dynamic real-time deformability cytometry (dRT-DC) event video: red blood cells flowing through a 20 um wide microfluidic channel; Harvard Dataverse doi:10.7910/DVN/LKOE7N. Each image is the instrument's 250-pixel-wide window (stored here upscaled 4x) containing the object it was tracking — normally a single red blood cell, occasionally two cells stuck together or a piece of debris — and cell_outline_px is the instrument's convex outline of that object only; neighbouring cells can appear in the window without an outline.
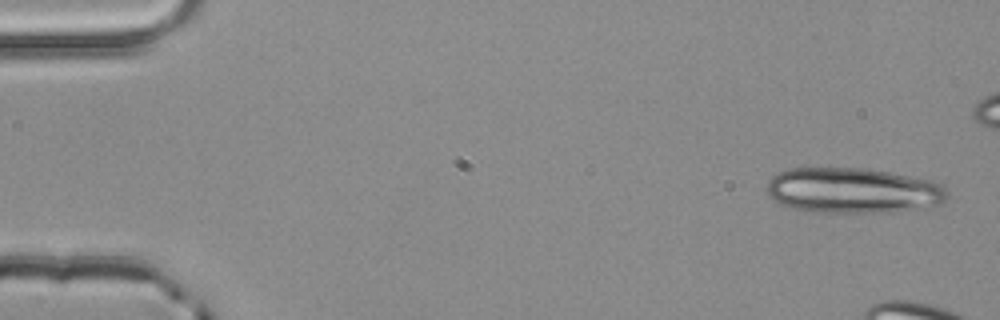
{"species": "common noctule bat (a hibernating species)", "species_latin": "Nyctalus noctula", "temperature_condition": "room temperature", "stored_images_in_passage": 6, "camera_frame_rate_fps": 3000, "um_per_image_px": 0.085, "animal": {"sex": "male", "body_mass_g": 20.4}, "frame": {"image": 1, "passage_image": 1, "time_ms": 0.0, "image_size_px": [1000, 320], "cell_outline_px": [[948, 196], [944, 204], [924, 208], [900, 212], [812, 212], [792, 208], [780, 204], [764, 192], [764, 188], [768, 180], [772, 176], [788, 168], [860, 168], [888, 172], [932, 180], [944, 184], [948, 192]], "centroid_in_image_um": [72.52, 16.2], "position_along_channel_um": 12.5, "area_um2": 48.55}}